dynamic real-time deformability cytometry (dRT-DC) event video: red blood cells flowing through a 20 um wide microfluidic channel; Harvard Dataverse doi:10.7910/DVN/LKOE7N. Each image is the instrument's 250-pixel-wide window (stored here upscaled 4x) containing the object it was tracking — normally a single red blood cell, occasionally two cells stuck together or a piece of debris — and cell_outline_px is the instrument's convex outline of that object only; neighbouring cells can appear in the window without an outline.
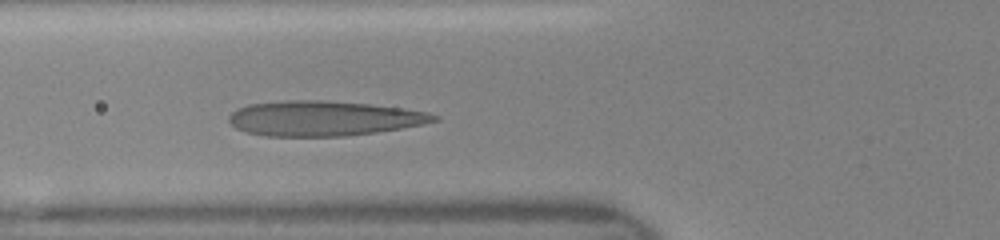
{"species": "human", "species_latin": "Homo sapiens", "temperature_condition": "room temperature", "stored_images_in_passage": 34, "camera_frame_rate_fps": 3000, "um_per_image_px": 0.085, "donor": {"sex": "female"}, "frame": {"image": 1, "passage_image": 13, "time_ms": 4.0, "image_size_px": [1000, 240], "cell_outline_px": [[440, 120], [400, 128], [372, 132], [340, 136], [264, 136], [248, 132], [236, 128], [228, 120], [228, 116], [236, 108], [248, 104], [288, 100], [316, 100], [368, 104], [400, 108], [428, 112], [440, 116]], "centroid_in_image_um": [27.46, 10.05], "position_along_channel_um": 98.3, "area_um2": 41.38}}
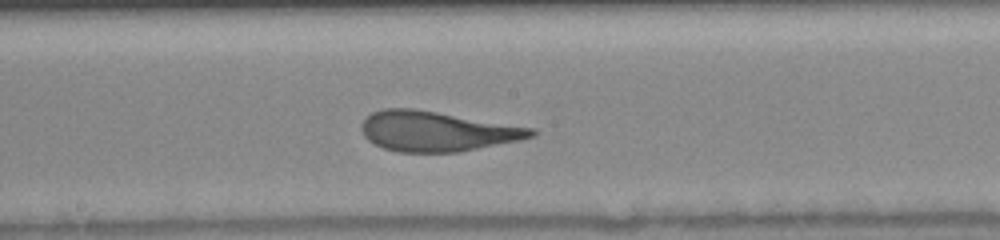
{"frame": {"image": 2, "passage_image": 21, "time_ms": 6.667, "image_size_px": [1000, 240], "cell_outline_px": [[540, 132], [536, 136], [520, 140], [456, 152], [400, 152], [384, 148], [368, 140], [364, 136], [360, 128], [360, 124], [372, 112], [384, 108], [412, 108], [536, 128]], "centroid_in_image_um": [37.16, 11.15], "position_along_channel_um": 211.0, "area_um2": 39.54}}
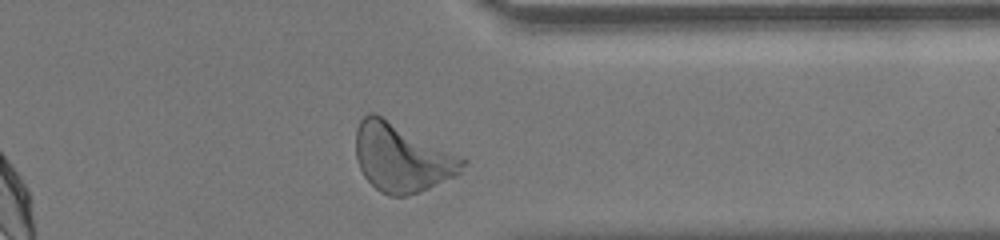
{"frame": {"image": 3, "passage_image": 33, "time_ms": 10.667, "image_size_px": [1000, 240], "cell_outline_px": [[468, 160], [460, 172], [456, 176], [420, 192], [408, 196], [388, 196], [380, 192], [364, 176], [356, 160], [356, 128], [360, 120], [368, 112], [376, 112], [464, 156]], "centroid_in_image_um": [34.18, 13.38], "position_along_channel_um": 377.2, "area_um2": 43.29}}